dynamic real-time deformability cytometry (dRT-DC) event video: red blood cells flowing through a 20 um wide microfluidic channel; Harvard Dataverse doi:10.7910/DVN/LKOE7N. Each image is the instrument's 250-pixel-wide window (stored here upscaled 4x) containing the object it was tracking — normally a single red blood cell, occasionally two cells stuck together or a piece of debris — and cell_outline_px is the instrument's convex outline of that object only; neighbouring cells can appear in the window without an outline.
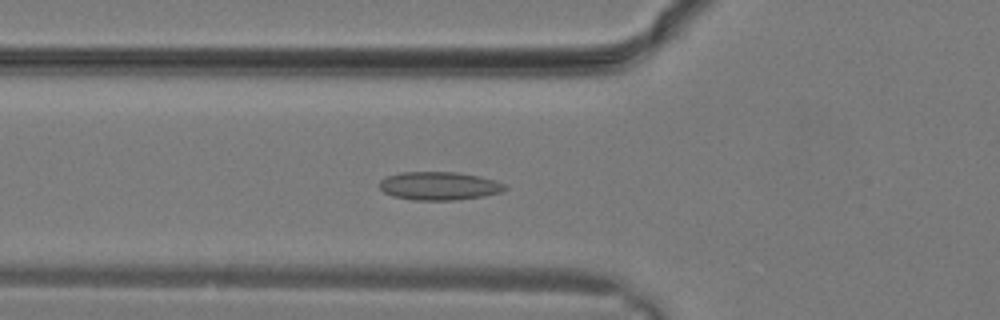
{"species": "common noctule bat (a hibernating species)", "species_latin": "Nyctalus noctula", "temperature_condition": "warm", "stored_images_in_passage": 11, "camera_frame_rate_fps": 3000, "um_per_image_px": 0.085, "animal": {"sex": "male", "body_mass_g": 19.2, "forearm_length_mm": 51.8}, "frame": {"image": 1, "passage_image": 7, "time_ms": 2.0, "image_size_px": [1000, 320], "cell_outline_px": [[508, 188], [500, 192], [484, 196], [456, 200], [412, 200], [392, 196], [384, 192], [380, 188], [380, 180], [388, 176], [400, 172], [456, 172], [480, 176], [496, 180], [504, 184]], "centroid_in_image_um": [37.33, 15.8], "position_along_channel_um": 88.5, "area_um2": 20.75}}
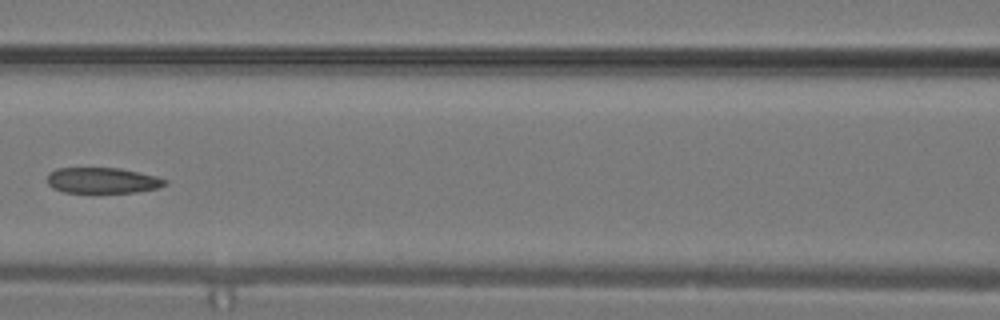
{"frame": {"image": 2, "passage_image": 10, "time_ms": 3.0, "image_size_px": [1000, 320], "cell_outline_px": [[168, 184], [156, 188], [136, 192], [64, 192], [52, 188], [48, 184], [48, 172], [56, 168], [120, 168], [140, 172], [156, 176], [168, 180]], "centroid_in_image_um": [8.71, 15.33], "position_along_channel_um": 157.9, "area_um2": 17.69}}